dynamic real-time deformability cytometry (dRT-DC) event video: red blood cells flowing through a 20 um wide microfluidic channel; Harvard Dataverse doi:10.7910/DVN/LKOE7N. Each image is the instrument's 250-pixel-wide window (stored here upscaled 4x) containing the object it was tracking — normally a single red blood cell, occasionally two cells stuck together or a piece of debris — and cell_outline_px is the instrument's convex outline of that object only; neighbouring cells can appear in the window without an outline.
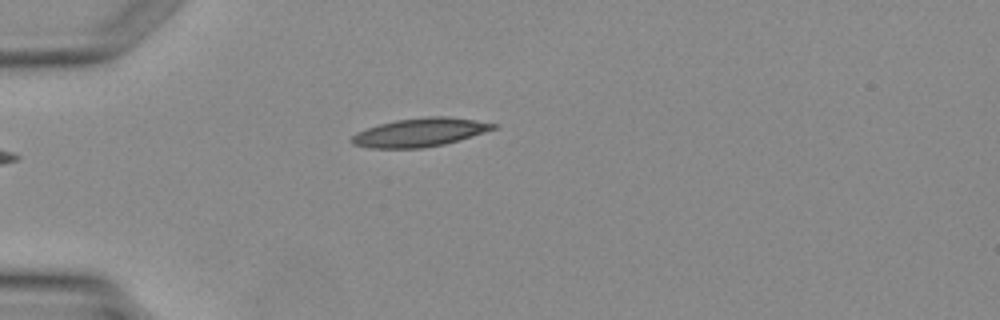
{"species": "Egyptian fruit bat (a non-hibernating species)", "species_latin": "Rousettus aegyptiacus", "temperature_condition": "warm", "stored_images_in_passage": 1, "camera_frame_rate_fps": 3000, "um_per_image_px": 0.085, "animal": {"sex": "female"}, "frame": {"image": 1, "passage_image": 1, "time_ms": 0.0, "image_size_px": [1000, 320], "cell_outline_px": [[496, 128], [484, 132], [444, 144], [420, 148], [372, 148], [352, 144], [348, 140], [356, 132], [380, 124], [396, 120], [428, 116], [444, 116], [476, 120], [496, 124]], "centroid_in_image_um": [35.64, 11.25], "position_along_channel_um": 49.4, "area_um2": 23.24}}